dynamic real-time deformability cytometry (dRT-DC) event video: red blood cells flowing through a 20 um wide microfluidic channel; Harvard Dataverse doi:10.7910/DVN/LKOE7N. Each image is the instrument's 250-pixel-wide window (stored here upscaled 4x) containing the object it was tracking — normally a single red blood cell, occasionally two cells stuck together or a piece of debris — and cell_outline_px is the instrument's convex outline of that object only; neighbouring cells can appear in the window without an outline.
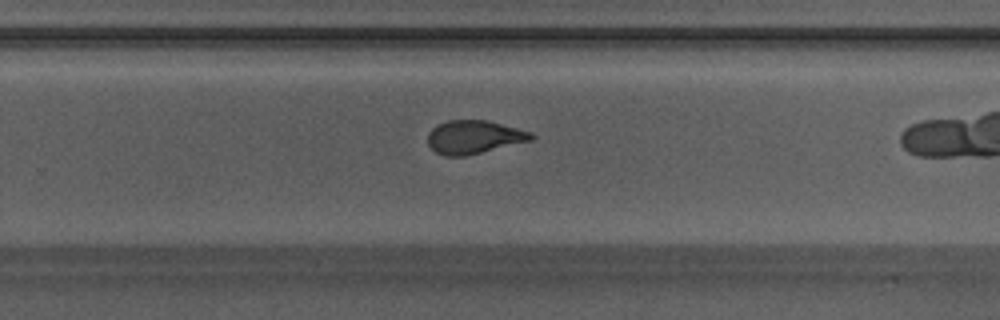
{"species": "Egyptian fruit bat (a non-hibernating species)", "species_latin": "Rousettus aegyptiacus", "temperature_condition": "warm", "stored_images_in_passage": 26, "camera_frame_rate_fps": 3000, "um_per_image_px": 0.085, "animal": {"sex": "male"}, "frame": {"image": 1, "passage_image": 19, "time_ms": 6.0, "image_size_px": [1000, 320], "cell_outline_px": [[536, 136], [532, 140], [464, 156], [444, 156], [436, 152], [428, 144], [428, 132], [436, 124], [448, 120], [488, 120], [532, 132]], "centroid_in_image_um": [40.28, 11.64], "position_along_channel_um": 289.5, "area_um2": 20.11}}